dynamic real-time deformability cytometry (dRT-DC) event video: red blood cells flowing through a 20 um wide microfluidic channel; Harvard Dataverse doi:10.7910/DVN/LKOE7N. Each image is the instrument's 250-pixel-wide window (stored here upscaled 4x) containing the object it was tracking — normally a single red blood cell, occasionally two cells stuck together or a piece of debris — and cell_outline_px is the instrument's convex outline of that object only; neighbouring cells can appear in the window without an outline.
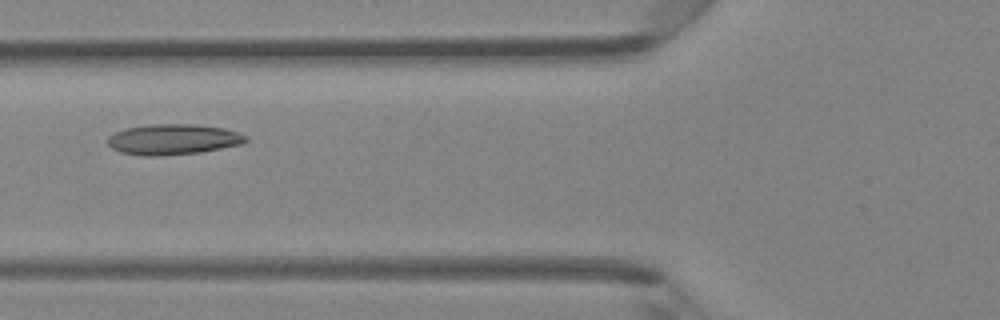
{"species": "Egyptian fruit bat (a non-hibernating species)", "species_latin": "Rousettus aegyptiacus", "temperature_condition": "room temperature", "stored_images_in_passage": 46, "camera_frame_rate_fps": 3000, "um_per_image_px": 0.085, "animal": {"sex": "female"}, "frame": {"image": 1, "passage_image": 17, "time_ms": 5.333, "image_size_px": [1000, 320], "cell_outline_px": [[248, 140], [240, 144], [200, 152], [156, 156], [144, 156], [120, 152], [112, 148], [108, 144], [108, 136], [124, 128], [148, 124], [196, 124], [224, 128], [248, 136]], "centroid_in_image_um": [14.69, 11.84], "position_along_channel_um": 111.1, "area_um2": 24.57}}
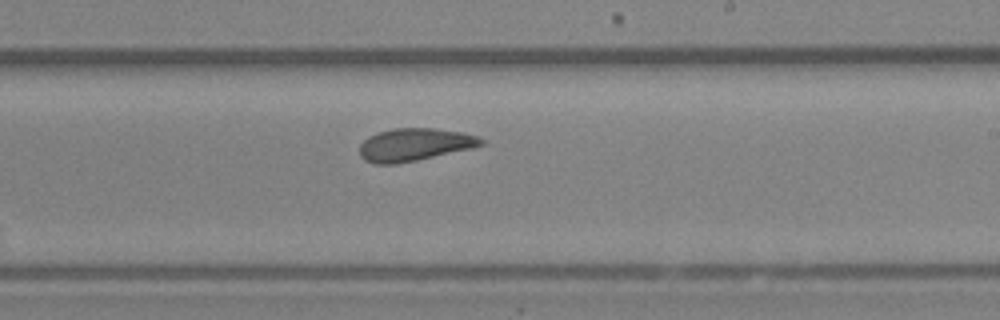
{"frame": {"image": 2, "passage_image": 27, "time_ms": 8.667, "image_size_px": [1000, 320], "cell_outline_px": [[484, 144], [472, 148], [416, 160], [396, 164], [372, 164], [364, 160], [360, 156], [360, 144], [368, 136], [376, 132], [392, 128], [436, 128], [464, 132], [480, 136], [484, 140]], "centroid_in_image_um": [35.23, 12.28], "position_along_channel_um": 253.8, "area_um2": 23.41}}
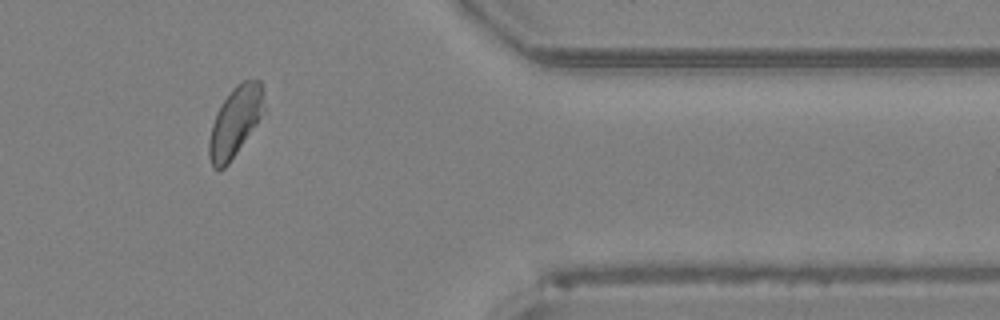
{"frame": {"image": 3, "passage_image": 38, "time_ms": 12.333, "image_size_px": [1000, 320], "cell_outline_px": [[264, 108], [256, 124], [228, 164], [220, 172], [216, 172], [212, 168], [208, 156], [208, 140], [212, 124], [224, 100], [232, 88], [236, 84], [244, 80], [260, 80], [264, 88]], "centroid_in_image_um": [19.97, 10.37], "position_along_channel_um": 391.4, "area_um2": 22.25}, "authors_computed_cell_mechanics": {"area_um2": 23.7269, "velocity_mm_per_s": 4.2962, "shape_relaxation_time_tau1_ms": 4.37, "shape_relaxation_time_tau2_ms": 2.2694, "deformation_change_tau1": 0.1104, "deformation_change_tau2": 0.0945}}